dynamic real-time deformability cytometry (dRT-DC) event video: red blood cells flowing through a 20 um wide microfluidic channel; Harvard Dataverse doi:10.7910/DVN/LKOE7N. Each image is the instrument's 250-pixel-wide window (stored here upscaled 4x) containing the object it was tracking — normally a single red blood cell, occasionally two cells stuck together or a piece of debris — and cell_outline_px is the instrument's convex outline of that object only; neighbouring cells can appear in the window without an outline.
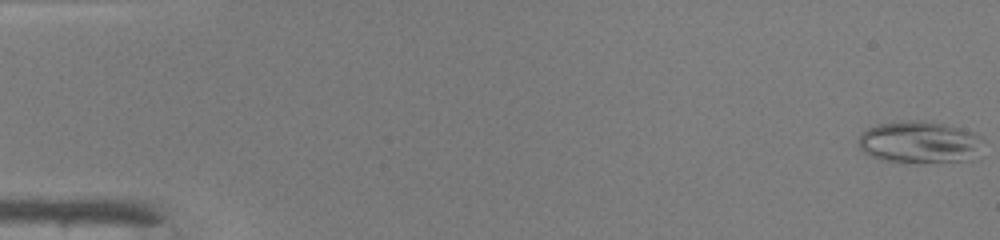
{"species": "common noctule bat (a hibernating species)", "species_latin": "Nyctalus noctula", "temperature_condition": "warm", "stored_images_in_passage": 48, "camera_frame_rate_fps": 3000, "um_per_image_px": 0.085, "animal": {"sex": "male", "body_mass_g": 19.0, "forearm_length_mm": 50.8}, "frame": {"image": 1, "passage_image": 1, "time_ms": 0.0, "image_size_px": [1000, 240], "cell_outline_px": [[984, 140], [972, 160], [884, 160], [872, 156], [864, 152], [860, 148], [856, 140], [860, 132], [876, 124], [908, 120], [920, 120], [944, 124], [972, 132], [980, 136]], "centroid_in_image_um": [78.1, 12.03], "position_along_channel_um": 6.9, "area_um2": 29.71}}
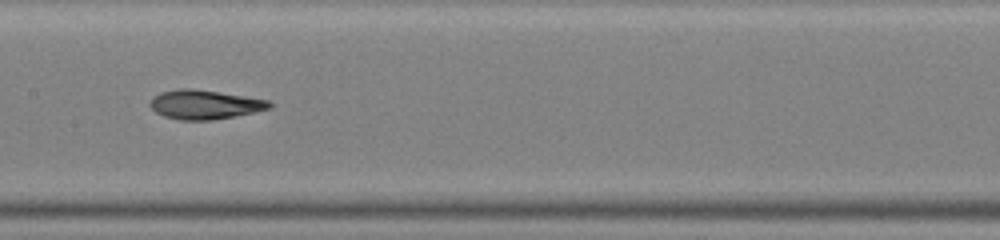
{"frame": {"image": 2, "passage_image": 25, "time_ms": 8.0, "image_size_px": [1000, 240], "cell_outline_px": [[272, 108], [236, 116], [212, 120], [180, 120], [164, 116], [156, 112], [148, 104], [152, 96], [160, 92], [180, 88], [188, 88], [216, 92], [268, 100], [272, 104]], "centroid_in_image_um": [17.36, 8.89], "position_along_channel_um": 190.0, "area_um2": 20.17}}
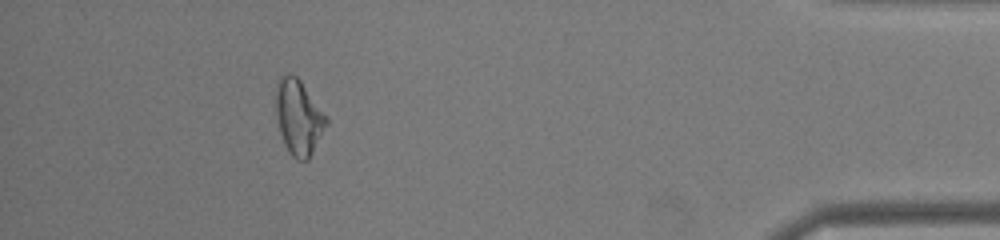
{"frame": {"image": 3, "passage_image": 44, "time_ms": 14.333, "image_size_px": [1000, 240], "cell_outline_px": [[328, 124], [308, 160], [296, 160], [288, 152], [284, 144], [280, 132], [276, 112], [276, 88], [280, 76], [296, 76], [300, 80], [328, 116]], "centroid_in_image_um": [25.4, 10.0], "position_along_channel_um": 409.8, "area_um2": 21.96}, "authors_computed_cell_mechanics": {"area_um2": 20.9525, "velocity_mm_per_s": 4.2793, "shape_relaxation_time_tau1_ms": 6.5129, "shape_relaxation_time_tau2_ms": 2.5694, "deformation_change_tau1": 0.262, "deformation_change_tau2": 0.1076}}